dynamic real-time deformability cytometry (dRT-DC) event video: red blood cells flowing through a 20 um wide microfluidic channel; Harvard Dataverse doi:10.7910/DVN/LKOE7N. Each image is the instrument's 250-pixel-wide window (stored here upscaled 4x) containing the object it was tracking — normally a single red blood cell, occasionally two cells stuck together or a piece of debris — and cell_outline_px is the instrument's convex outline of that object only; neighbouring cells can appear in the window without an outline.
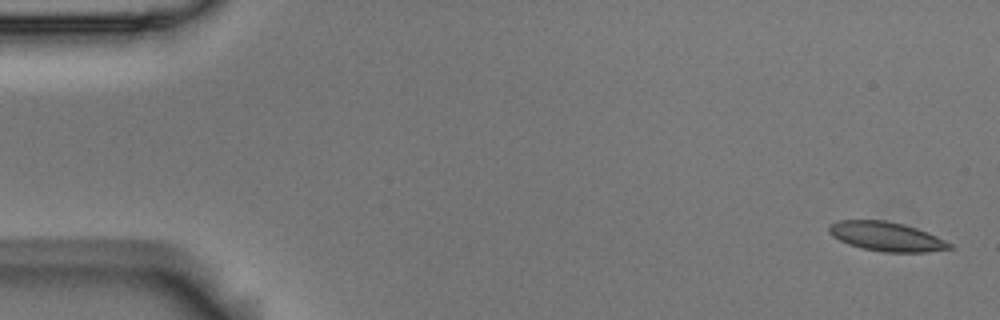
{"species": "Egyptian fruit bat (a non-hibernating species)", "species_latin": "Rousettus aegyptiacus", "temperature_condition": "room temperature", "stored_images_in_passage": 6, "camera_frame_rate_fps": 3000, "um_per_image_px": 0.085, "animal": {"sex": "male"}, "frame": {"image": 1, "passage_image": 1, "time_ms": 0.0, "image_size_px": [1000, 320], "cell_outline_px": [[952, 248], [928, 252], [884, 252], [860, 248], [848, 244], [832, 236], [828, 232], [828, 224], [840, 220], [884, 220], [904, 224], [928, 232], [952, 244]], "centroid_in_image_um": [75.31, 20.1], "position_along_channel_um": 9.7, "area_um2": 20.58}}
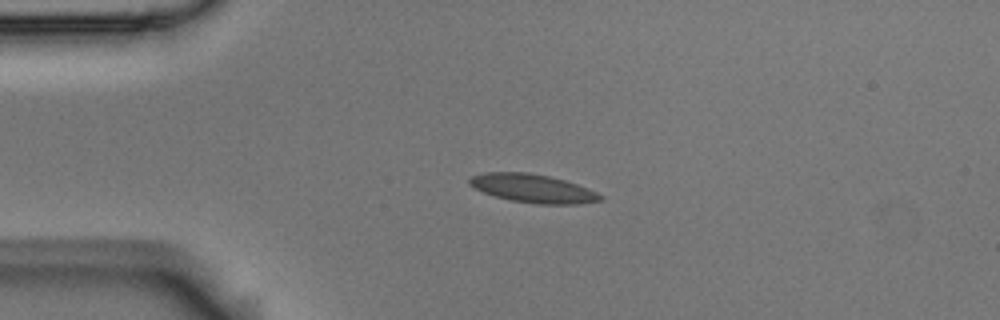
{"frame": {"image": 2, "passage_image": 4, "time_ms": 1.0, "image_size_px": [1000, 320], "cell_outline_px": [[604, 200], [576, 204], [536, 204], [512, 200], [496, 196], [484, 192], [468, 184], [468, 180], [472, 176], [484, 172], [528, 172], [548, 176], [564, 180], [576, 184], [596, 192], [604, 196]], "centroid_in_image_um": [45.3, 16.01], "position_along_channel_um": 39.7, "area_um2": 21.5}}
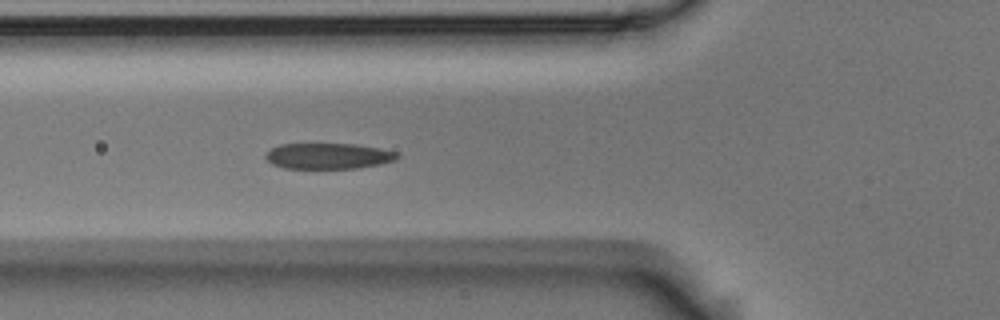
{"frame": {"image": 3, "passage_image": 6, "time_ms": 1.667, "image_size_px": [1000, 320], "cell_outline_px": [[400, 156], [396, 160], [380, 164], [356, 168], [284, 168], [272, 164], [264, 156], [272, 148], [280, 144], [356, 144], [380, 148], [396, 152]], "centroid_in_image_um": [27.92, 13.26], "position_along_channel_um": 97.9, "area_um2": 19.71}}